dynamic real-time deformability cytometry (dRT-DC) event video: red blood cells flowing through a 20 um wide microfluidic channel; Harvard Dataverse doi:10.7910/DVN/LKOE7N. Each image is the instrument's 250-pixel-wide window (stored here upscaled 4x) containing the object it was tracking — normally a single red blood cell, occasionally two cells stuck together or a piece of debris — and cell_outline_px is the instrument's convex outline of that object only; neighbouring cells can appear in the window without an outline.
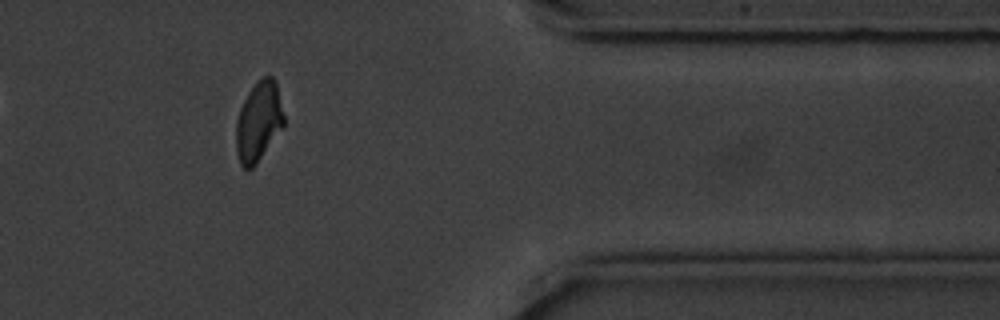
{"species": "common noctule bat (a hibernating species)", "species_latin": "Nyctalus noctula", "temperature_condition": "cold", "stored_images_in_passage": 36, "camera_frame_rate_fps": 3000, "um_per_image_px": 0.085, "animal": {"sex": "male", "body_mass_g": 20.1, "forearm_length_mm": 53.5}, "frame": {"image": 1, "passage_image": 31, "time_ms": 10.0, "image_size_px": [1000, 320], "cell_outline_px": [[284, 128], [256, 164], [248, 172], [240, 164], [236, 152], [236, 124], [240, 108], [248, 92], [264, 76], [272, 76], [276, 80], [284, 116]], "centroid_in_image_um": [21.99, 10.38], "position_along_channel_um": 389.4, "area_um2": 22.37}, "authors_computed_cell_mechanics": {"area_um2": 23.4379, "velocity_mm_per_s": 3.5402, "shape_relaxation_time_tau1_ms": 4.0118, "shape_relaxation_time_tau2_ms": 5.0293, "deformation_change_tau1": 0.1544, "deformation_change_tau2": 0.0941}}